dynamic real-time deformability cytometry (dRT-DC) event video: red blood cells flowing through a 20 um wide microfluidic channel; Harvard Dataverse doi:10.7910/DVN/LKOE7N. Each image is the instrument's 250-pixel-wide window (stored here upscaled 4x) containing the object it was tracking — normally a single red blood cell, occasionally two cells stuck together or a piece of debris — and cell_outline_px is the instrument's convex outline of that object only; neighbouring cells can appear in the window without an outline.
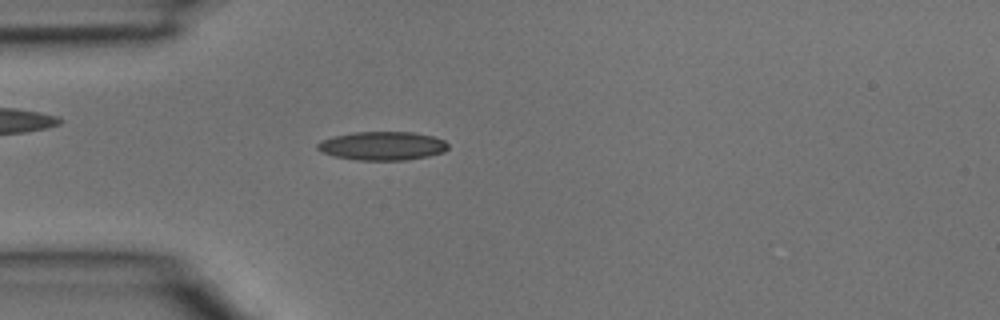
{"species": "common noctule bat (a hibernating species)", "species_latin": "Nyctalus noctula", "temperature_condition": "room temperature", "stored_images_in_passage": 3, "camera_frame_rate_fps": 3000, "um_per_image_px": 0.085, "animal": {"sex": "male", "body_mass_g": 15.6}, "frame": {"image": 1, "passage_image": 3, "time_ms": 0.667, "image_size_px": [1000, 320], "cell_outline_px": [[448, 148], [444, 152], [428, 156], [404, 160], [356, 160], [332, 156], [316, 148], [316, 144], [324, 140], [336, 136], [352, 132], [412, 132], [432, 136], [444, 140], [448, 144]], "centroid_in_image_um": [32.52, 12.4], "position_along_channel_um": 52.5, "area_um2": 21.68}}